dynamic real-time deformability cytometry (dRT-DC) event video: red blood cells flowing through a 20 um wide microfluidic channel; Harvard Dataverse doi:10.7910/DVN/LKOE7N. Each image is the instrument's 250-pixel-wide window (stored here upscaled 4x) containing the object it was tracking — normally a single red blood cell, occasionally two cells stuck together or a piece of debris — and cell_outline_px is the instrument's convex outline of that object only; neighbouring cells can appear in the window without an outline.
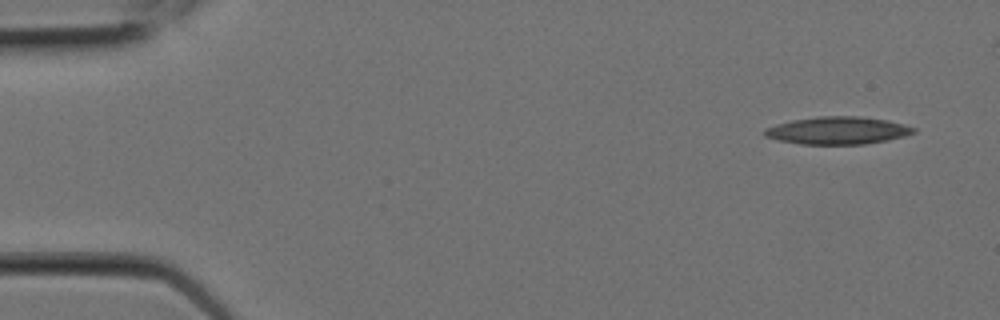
{"species": "Egyptian fruit bat (a non-hibernating species)", "species_latin": "Rousettus aegyptiacus", "temperature_condition": "room temperature", "stored_images_in_passage": 6, "camera_frame_rate_fps": 3000, "um_per_image_px": 0.085, "animal": {"sex": "female"}, "frame": {"image": 1, "passage_image": 1, "time_ms": 0.0, "image_size_px": [1000, 320], "cell_outline_px": [[916, 132], [904, 136], [888, 140], [864, 144], [800, 144], [780, 140], [764, 136], [764, 128], [776, 124], [792, 120], [820, 116], [860, 116], [888, 120], [904, 124], [916, 128]], "centroid_in_image_um": [71.22, 11.09], "position_along_channel_um": 13.8, "area_um2": 23.93}}